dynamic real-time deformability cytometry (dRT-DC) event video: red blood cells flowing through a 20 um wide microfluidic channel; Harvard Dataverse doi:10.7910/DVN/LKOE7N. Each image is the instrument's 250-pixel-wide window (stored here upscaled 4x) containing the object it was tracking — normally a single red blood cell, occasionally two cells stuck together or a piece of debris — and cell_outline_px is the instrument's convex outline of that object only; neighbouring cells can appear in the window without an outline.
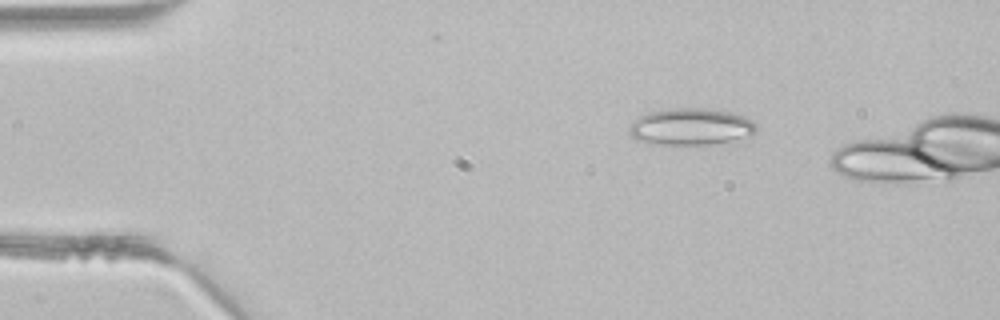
{"species": "common noctule bat (a hibernating species)", "species_latin": "Nyctalus noctula", "temperature_condition": "room temperature", "stored_images_in_passage": 4, "camera_frame_rate_fps": 3000, "um_per_image_px": 0.085, "animal": {"sex": "male", "body_mass_g": 21.5, "forearm_length_mm": 52.0}, "frame": {"image": 1, "passage_image": 1, "time_ms": 0.0, "image_size_px": [1000, 320], "cell_outline_px": [[756, 132], [748, 136], [712, 144], [648, 144], [632, 136], [628, 132], [628, 124], [632, 120], [648, 112], [668, 108], [700, 108], [732, 112], [744, 116], [752, 120], [756, 124]], "centroid_in_image_um": [58.67, 10.76], "position_along_channel_um": 26.3, "area_um2": 27.34}}